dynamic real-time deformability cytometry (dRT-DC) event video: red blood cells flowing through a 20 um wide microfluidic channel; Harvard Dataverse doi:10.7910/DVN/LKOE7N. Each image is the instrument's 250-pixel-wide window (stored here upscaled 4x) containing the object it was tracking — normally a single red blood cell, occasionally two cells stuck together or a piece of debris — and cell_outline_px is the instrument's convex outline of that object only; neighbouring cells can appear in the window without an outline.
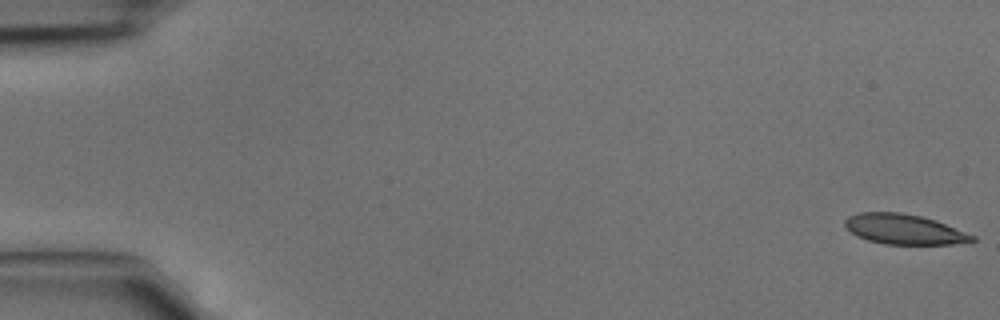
{"species": "common noctule bat (a hibernating species)", "species_latin": "Nyctalus noctula", "temperature_condition": "cold", "stored_images_in_passage": 5, "camera_frame_rate_fps": 3000, "um_per_image_px": 0.085, "animal": {"sex": "male", "body_mass_g": 15.6}, "frame": {"image": 1, "passage_image": 1, "time_ms": 0.0, "image_size_px": [1000, 320], "cell_outline_px": [[976, 240], [952, 244], [884, 244], [868, 240], [856, 236], [844, 224], [844, 220], [848, 216], [860, 212], [900, 212], [920, 216], [936, 220], [976, 236]], "centroid_in_image_um": [76.84, 19.48], "position_along_channel_um": 8.2, "area_um2": 22.25}}
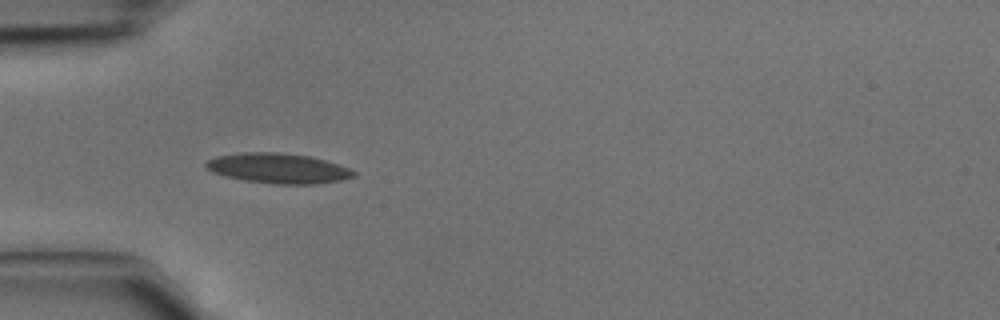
{"frame": {"image": 2, "passage_image": 4, "time_ms": 1.0, "image_size_px": [1000, 320], "cell_outline_px": [[356, 176], [340, 180], [316, 184], [272, 184], [244, 180], [224, 176], [212, 172], [204, 164], [208, 160], [216, 156], [244, 152], [276, 152], [308, 156], [324, 160], [348, 168], [356, 172]], "centroid_in_image_um": [23.62, 14.31], "position_along_channel_um": 61.4, "area_um2": 25.72}}